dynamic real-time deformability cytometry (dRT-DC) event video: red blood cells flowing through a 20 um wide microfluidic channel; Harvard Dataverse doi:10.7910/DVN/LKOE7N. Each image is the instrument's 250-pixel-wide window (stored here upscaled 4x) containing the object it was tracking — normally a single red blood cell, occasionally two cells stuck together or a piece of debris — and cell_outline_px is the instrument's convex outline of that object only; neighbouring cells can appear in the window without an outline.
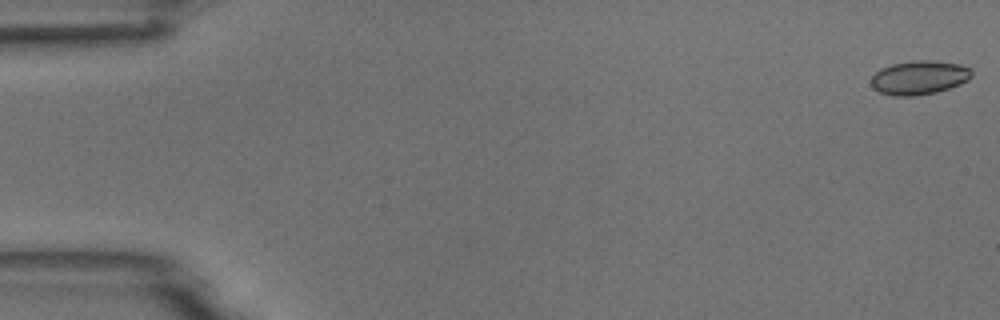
{"species": "common noctule bat (a hibernating species)", "species_latin": "Nyctalus noctula", "temperature_condition": "room temperature", "stored_images_in_passage": 55, "camera_frame_rate_fps": 3000, "um_per_image_px": 0.085, "animal": {"sex": "male", "body_mass_g": 18.8}, "frame": {"image": 1, "passage_image": 1, "time_ms": 0.0, "image_size_px": [1000, 320], "cell_outline_px": [[972, 76], [968, 80], [960, 84], [936, 92], [916, 96], [892, 96], [880, 92], [872, 88], [872, 76], [880, 68], [892, 64], [912, 60], [932, 60], [960, 64], [968, 68], [972, 72]], "centroid_in_image_um": [78.12, 6.59], "position_along_channel_um": 6.9, "area_um2": 19.94}}
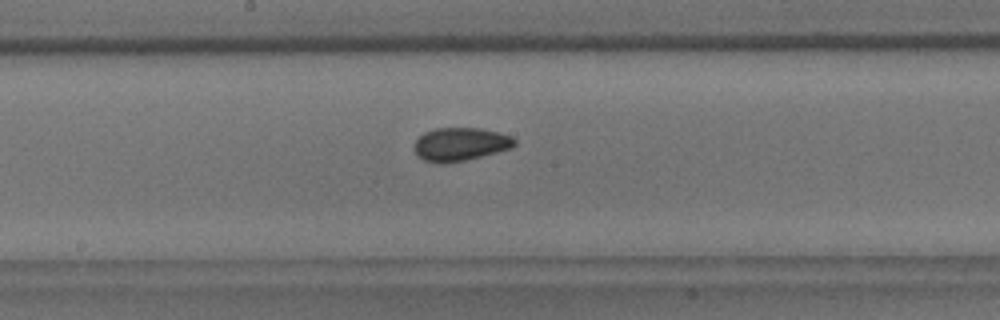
{"frame": {"image": 2, "passage_image": 29, "time_ms": 9.333, "image_size_px": [1000, 320], "cell_outline_px": [[516, 144], [512, 148], [464, 160], [444, 164], [440, 164], [424, 160], [416, 156], [416, 140], [424, 132], [436, 128], [480, 128], [500, 132], [512, 136], [516, 140]], "centroid_in_image_um": [39.15, 12.25], "position_along_channel_um": 209.1, "area_um2": 19.42}}
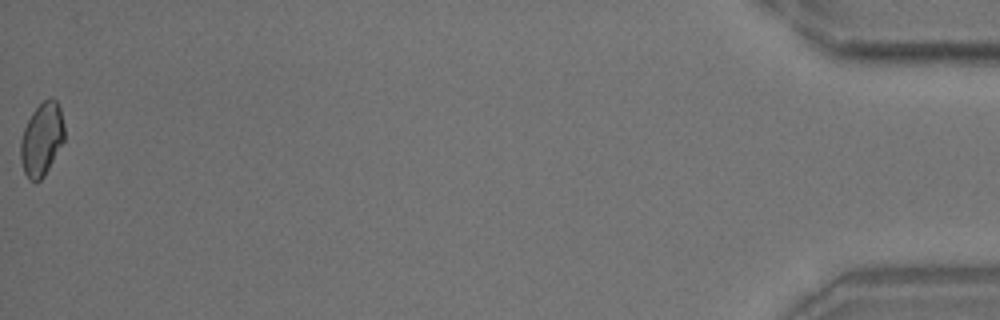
{"frame": {"image": 3, "passage_image": 55, "time_ms": 18.0, "image_size_px": [1000, 320], "cell_outline_px": [[64, 140], [44, 176], [36, 184], [28, 180], [24, 172], [20, 160], [20, 140], [24, 128], [32, 112], [44, 100], [52, 96], [56, 100], [60, 108], [64, 124]], "centroid_in_image_um": [3.53, 11.85], "position_along_channel_um": 431.7, "area_um2": 18.79}, "authors_computed_cell_mechanics": {"area_um2": 19.1318, "velocity_mm_per_s": 3.7039, "shape_relaxation_time_tau1_ms": 3.7996, "shape_relaxation_time_tau2_ms": 1.8226, "deformation_change_tau1": 0.0692, "deformation_change_tau2": 0.0479}}